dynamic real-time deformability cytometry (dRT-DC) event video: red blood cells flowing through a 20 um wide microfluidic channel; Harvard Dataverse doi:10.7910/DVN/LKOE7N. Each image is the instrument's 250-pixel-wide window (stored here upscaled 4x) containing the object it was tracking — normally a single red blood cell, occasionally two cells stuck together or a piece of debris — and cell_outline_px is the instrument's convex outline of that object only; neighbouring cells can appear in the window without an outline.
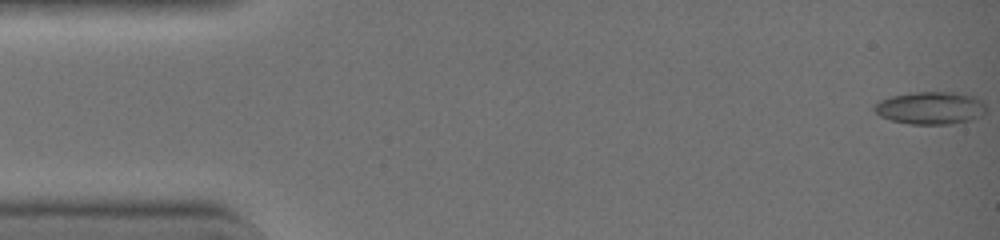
{"species": "common noctule bat (a hibernating species)", "species_latin": "Nyctalus noctula", "temperature_condition": "warm", "stored_images_in_passage": 8, "camera_frame_rate_fps": 3000, "um_per_image_px": 0.085, "animal": {"sex": "female", "body_mass_g": 19.0, "forearm_length_mm": 51.5}, "frame": {"image": 1, "passage_image": 1, "time_ms": 0.0, "image_size_px": [1000, 240], "cell_outline_px": [[984, 112], [968, 120], [948, 124], [912, 124], [892, 120], [880, 116], [876, 112], [876, 104], [880, 100], [892, 96], [916, 92], [944, 92], [972, 96], [984, 104]], "centroid_in_image_um": [79.03, 9.18], "position_along_channel_um": 6.0, "area_um2": 20.4}}